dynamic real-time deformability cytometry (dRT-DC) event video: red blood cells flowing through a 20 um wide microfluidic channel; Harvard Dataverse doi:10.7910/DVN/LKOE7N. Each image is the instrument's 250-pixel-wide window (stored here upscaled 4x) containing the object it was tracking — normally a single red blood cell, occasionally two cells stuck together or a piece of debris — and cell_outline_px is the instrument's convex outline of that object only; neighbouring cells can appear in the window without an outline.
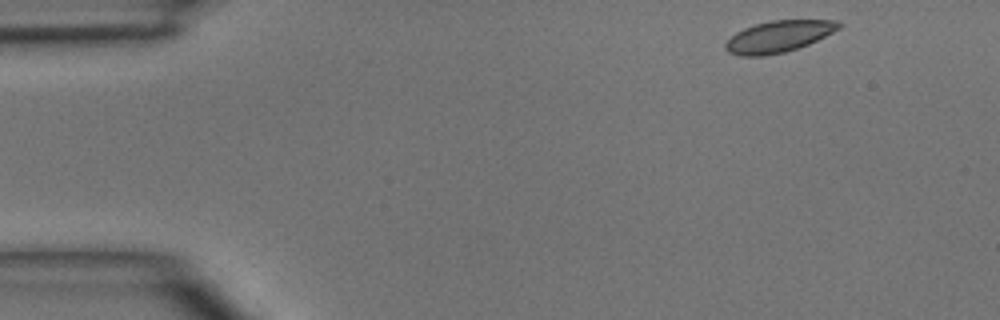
{"species": "common noctule bat (a hibernating species)", "species_latin": "Nyctalus noctula", "temperature_condition": "room temperature", "stored_images_in_passage": 3, "camera_frame_rate_fps": 3000, "um_per_image_px": 0.085, "animal": {"sex": "male", "body_mass_g": 15.6}, "frame": {"image": 1, "passage_image": 1, "time_ms": 0.0, "image_size_px": [1000, 320], "cell_outline_px": [[844, 24], [840, 28], [808, 44], [784, 52], [764, 56], [740, 56], [728, 52], [724, 48], [724, 44], [736, 32], [744, 28], [756, 24], [772, 20], [840, 20]], "centroid_in_image_um": [66.18, 3.1], "position_along_channel_um": 18.8, "area_um2": 20.75}}